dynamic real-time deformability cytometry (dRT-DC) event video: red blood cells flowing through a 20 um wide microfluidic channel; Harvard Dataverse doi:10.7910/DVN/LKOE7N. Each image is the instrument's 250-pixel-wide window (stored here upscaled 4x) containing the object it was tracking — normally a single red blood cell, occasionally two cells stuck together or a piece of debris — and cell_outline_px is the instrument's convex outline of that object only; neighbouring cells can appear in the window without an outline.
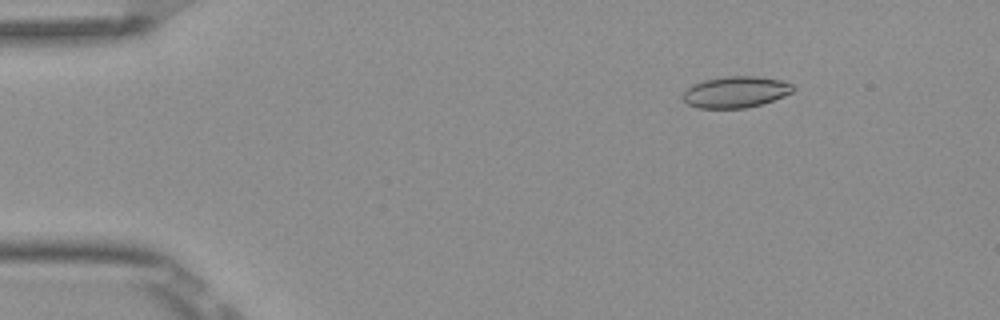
{"species": "Egyptian fruit bat (a non-hibernating species)", "species_latin": "Rousettus aegyptiacus", "temperature_condition": "room temperature", "stored_images_in_passage": 6, "camera_frame_rate_fps": 3000, "um_per_image_px": 0.085, "frame": {"image": 1, "passage_image": 3, "time_ms": 0.667, "image_size_px": [1000, 320], "cell_outline_px": [[796, 88], [792, 92], [784, 96], [760, 104], [744, 108], [700, 108], [688, 104], [680, 96], [692, 84], [704, 80], [728, 76], [756, 76], [780, 80], [792, 84]], "centroid_in_image_um": [62.52, 7.81], "position_along_channel_um": 22.5, "area_um2": 20.0}}
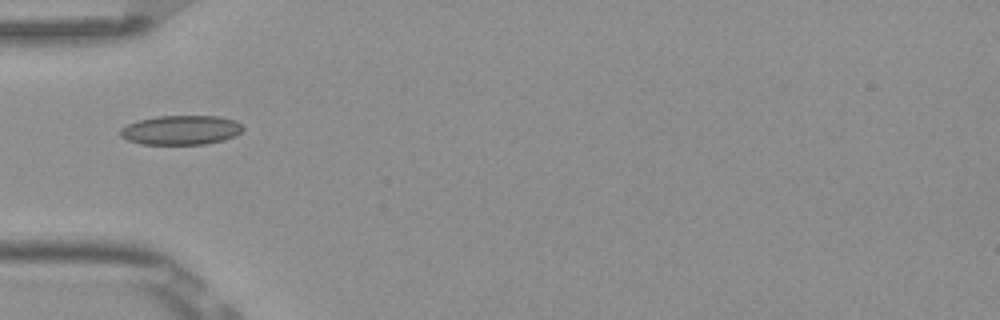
{"frame": {"image": 2, "passage_image": 6, "time_ms": 1.667, "image_size_px": [1000, 320], "cell_outline_px": [[244, 128], [240, 132], [224, 140], [204, 144], [140, 144], [128, 140], [120, 136], [120, 128], [128, 124], [140, 120], [156, 116], [220, 116], [236, 120]], "centroid_in_image_um": [15.37, 11.05], "position_along_channel_um": 69.6, "area_um2": 20.92}}